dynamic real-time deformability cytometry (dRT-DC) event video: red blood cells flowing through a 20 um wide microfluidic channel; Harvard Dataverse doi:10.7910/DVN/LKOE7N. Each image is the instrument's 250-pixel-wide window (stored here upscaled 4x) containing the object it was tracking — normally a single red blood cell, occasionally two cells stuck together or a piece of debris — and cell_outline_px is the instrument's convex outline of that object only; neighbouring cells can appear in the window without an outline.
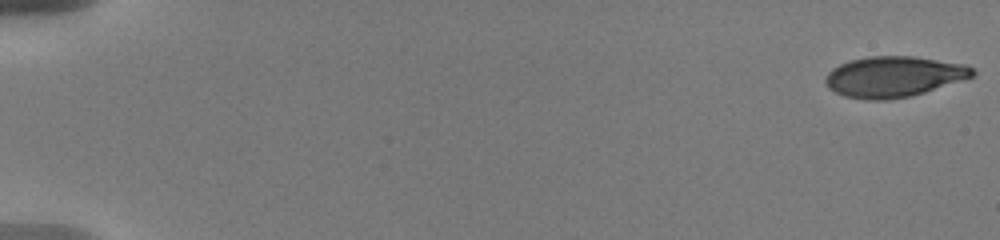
{"species": "human", "species_latin": "Homo sapiens", "temperature_condition": "warm", "stored_images_in_passage": 9, "camera_frame_rate_fps": 3000, "um_per_image_px": 0.085, "donor": {"sex": "male"}, "frame": {"image": 1, "passage_image": 1, "time_ms": 0.0, "image_size_px": [1000, 240], "cell_outline_px": [[976, 76], [924, 92], [908, 96], [888, 100], [868, 100], [844, 96], [828, 88], [824, 80], [824, 76], [832, 68], [840, 64], [852, 60], [868, 56], [912, 56], [964, 64], [972, 68], [976, 72]], "centroid_in_image_um": [75.95, 6.52], "position_along_channel_um": 9.0, "area_um2": 34.85}}
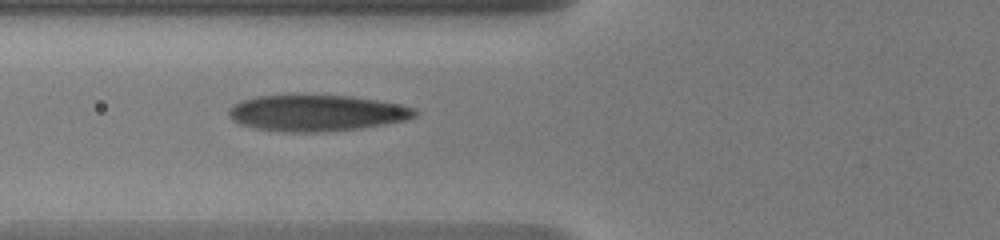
{"frame": {"image": 2, "passage_image": 8, "time_ms": 7.333, "image_size_px": [1000, 240], "cell_outline_px": [[420, 112], [416, 116], [408, 120], [360, 128], [320, 132], [284, 132], [256, 128], [240, 124], [232, 120], [228, 116], [228, 108], [232, 104], [240, 100], [256, 96], [352, 96], [376, 100], [416, 108]], "centroid_in_image_um": [26.9, 9.61], "position_along_channel_um": 98.9, "area_um2": 39.25}}
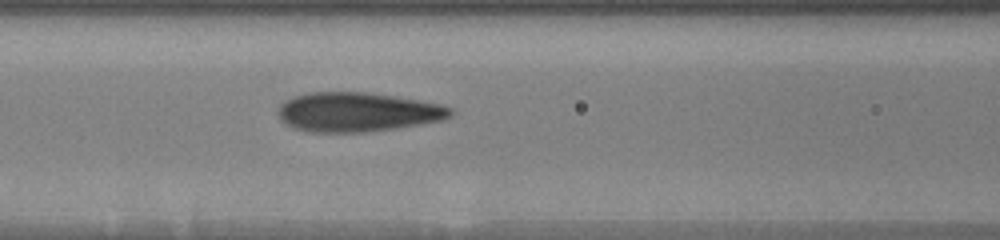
{"frame": {"image": 3, "passage_image": 9, "time_ms": 8.333, "image_size_px": [1000, 240], "cell_outline_px": [[452, 116], [444, 120], [396, 128], [364, 132], [308, 132], [284, 124], [280, 120], [276, 112], [280, 104], [284, 100], [292, 96], [308, 92], [364, 92], [396, 96], [440, 104], [452, 108]], "centroid_in_image_um": [30.34, 9.52], "position_along_channel_um": 136.3, "area_um2": 39.82}}